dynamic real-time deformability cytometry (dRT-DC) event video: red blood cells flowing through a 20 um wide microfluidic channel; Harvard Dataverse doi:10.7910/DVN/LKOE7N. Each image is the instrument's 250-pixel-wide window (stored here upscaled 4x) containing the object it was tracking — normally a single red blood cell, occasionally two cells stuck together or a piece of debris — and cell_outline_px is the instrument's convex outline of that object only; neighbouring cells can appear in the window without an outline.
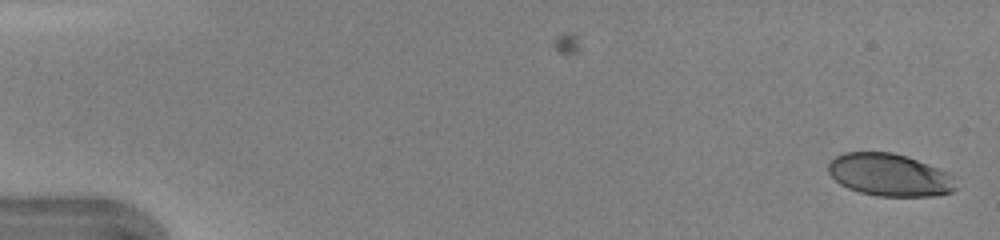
{"species": "human", "species_latin": "Homo sapiens", "temperature_condition": "warm", "stored_images_in_passage": 46, "camera_frame_rate_fps": 3000, "um_per_image_px": 0.085, "donor": {"sex": "female"}, "frame": {"image": 1, "passage_image": 1, "time_ms": 0.0, "image_size_px": [1000, 240], "cell_outline_px": [[956, 188], [952, 192], [932, 196], [880, 196], [860, 192], [848, 188], [840, 184], [828, 172], [828, 164], [836, 156], [844, 152], [892, 152], [916, 160], [948, 172]], "centroid_in_image_um": [75.57, 14.87], "position_along_channel_um": 9.4, "area_um2": 31.15}}
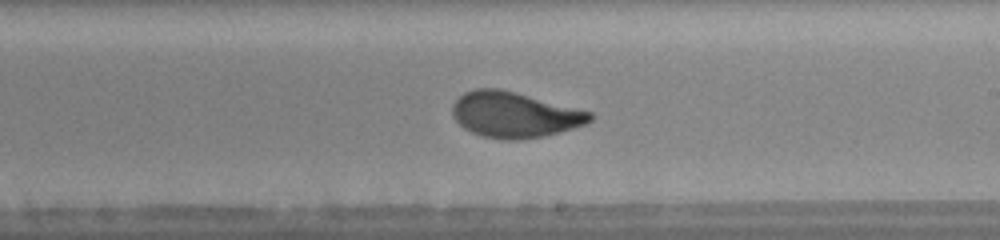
{"frame": {"image": 2, "passage_image": 28, "time_ms": 9.0, "image_size_px": [1000, 240], "cell_outline_px": [[596, 116], [592, 120], [584, 124], [560, 132], [544, 136], [516, 140], [504, 140], [484, 136], [472, 132], [464, 128], [452, 116], [452, 104], [464, 92], [476, 88], [500, 88], [592, 112]], "centroid_in_image_um": [43.72, 9.75], "position_along_channel_um": 245.3, "area_um2": 36.53}}
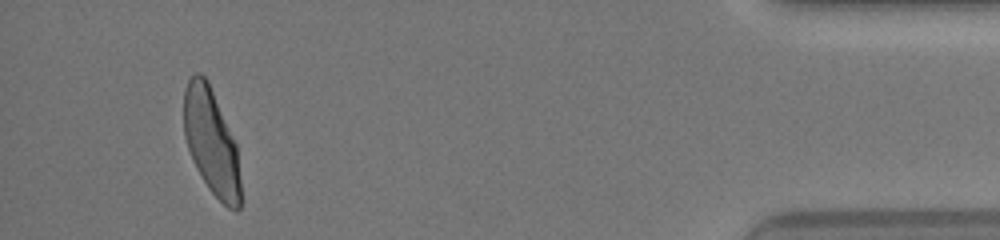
{"frame": {"image": 3, "passage_image": 44, "time_ms": 14.333, "image_size_px": [1000, 240], "cell_outline_px": [[244, 200], [240, 208], [236, 212], [228, 208], [208, 188], [196, 168], [192, 160], [184, 136], [184, 88], [188, 80], [196, 72], [200, 72], [208, 80], [236, 144]], "centroid_in_image_um": [18.0, 12.12], "position_along_channel_um": 417.2, "area_um2": 35.55}, "authors_computed_cell_mechanics": {"area_um2": 36.0383, "velocity_mm_per_s": 4.3385, "shape_relaxation_time_tau1_ms": 3.082, "shape_relaxation_time_tau2_ms": null, "deformation_change_tau1": 0.1686, "deformation_change_tau2": null}}